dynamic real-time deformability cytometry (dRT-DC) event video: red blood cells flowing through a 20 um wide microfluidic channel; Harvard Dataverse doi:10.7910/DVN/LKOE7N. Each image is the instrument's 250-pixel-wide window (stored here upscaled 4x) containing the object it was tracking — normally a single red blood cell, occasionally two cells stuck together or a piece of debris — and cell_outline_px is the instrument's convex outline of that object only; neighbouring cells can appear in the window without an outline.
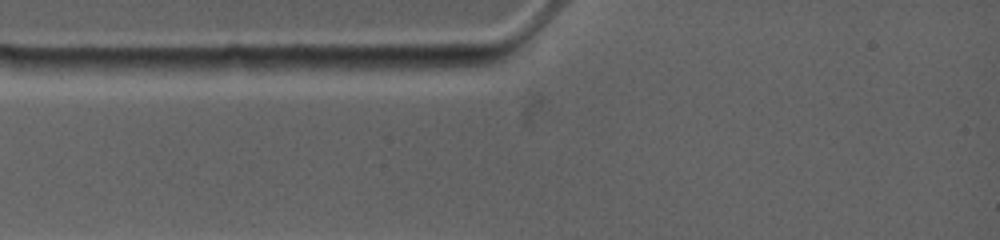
{"species": "common noctule bat (a hibernating species)", "species_latin": "Nyctalus noctula", "temperature_condition": "warm", "stored_images_in_passage": 3, "camera_frame_rate_fps": 4500, "um_per_image_px": 0.085, "animal": {"sex": "female", "body_mass_g": 19.0, "forearm_length_mm": 53.3}, "frame": {"image": 1, "passage_image": 1, "time_ms": 0.0, "image_size_px": [1000, 240], "cell_outline_px": [[272, 68], [204, 76], [172, 76], [160, 68], [160, 64], [164, 60], [228, 56], [244, 56], [260, 60], [272, 64]], "centroid_in_image_um": [18.04, 5.59], "position_along_channel_um": 67.0, "area_um2": 12.02}}